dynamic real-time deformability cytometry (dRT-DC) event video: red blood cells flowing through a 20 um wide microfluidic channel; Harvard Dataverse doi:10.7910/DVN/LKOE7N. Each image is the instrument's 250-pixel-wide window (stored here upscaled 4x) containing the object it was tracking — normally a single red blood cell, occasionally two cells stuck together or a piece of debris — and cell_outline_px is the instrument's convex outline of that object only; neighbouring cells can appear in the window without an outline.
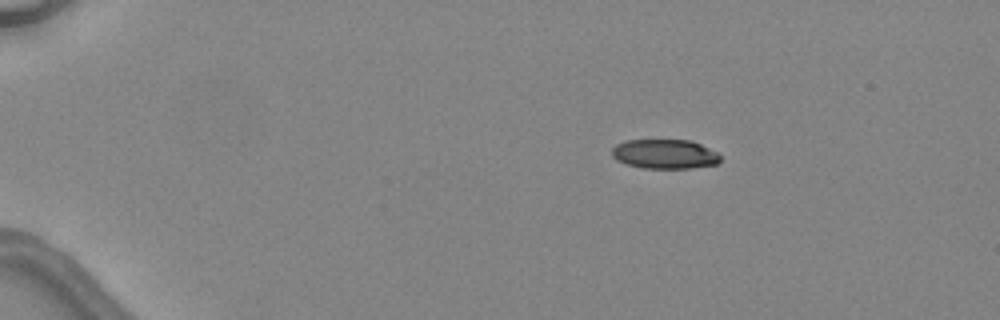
{"species": "common noctule bat (a hibernating species)", "species_latin": "Nyctalus noctula", "temperature_condition": "warm", "stored_images_in_passage": 4, "camera_frame_rate_fps": 3000, "um_per_image_px": 0.085, "animal": {"sex": "female", "body_mass_g": 24.6, "forearm_length_mm": 56.2}, "frame": {"image": 1, "passage_image": 1, "time_ms": 0.0, "image_size_px": [1000, 320], "cell_outline_px": [[720, 160], [716, 164], [692, 168], [640, 168], [624, 164], [616, 160], [612, 156], [612, 148], [616, 144], [624, 140], [692, 140], [716, 152], [720, 156]], "centroid_in_image_um": [56.45, 13.09], "position_along_channel_um": 28.5, "area_um2": 18.73}}
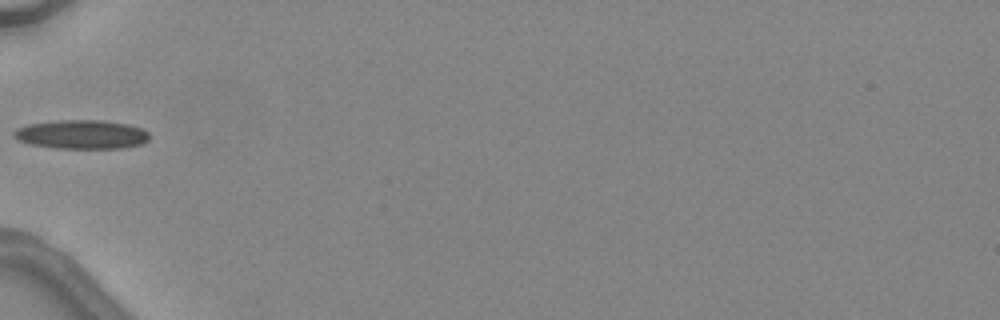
{"frame": {"image": 2, "passage_image": 4, "time_ms": 3.333, "image_size_px": [1000, 320], "cell_outline_px": [[148, 140], [140, 144], [124, 148], [56, 148], [28, 144], [12, 136], [12, 132], [16, 128], [28, 124], [56, 120], [100, 120], [128, 124], [140, 128], [148, 132]], "centroid_in_image_um": [6.89, 11.42], "position_along_channel_um": 78.1, "area_um2": 22.89}}